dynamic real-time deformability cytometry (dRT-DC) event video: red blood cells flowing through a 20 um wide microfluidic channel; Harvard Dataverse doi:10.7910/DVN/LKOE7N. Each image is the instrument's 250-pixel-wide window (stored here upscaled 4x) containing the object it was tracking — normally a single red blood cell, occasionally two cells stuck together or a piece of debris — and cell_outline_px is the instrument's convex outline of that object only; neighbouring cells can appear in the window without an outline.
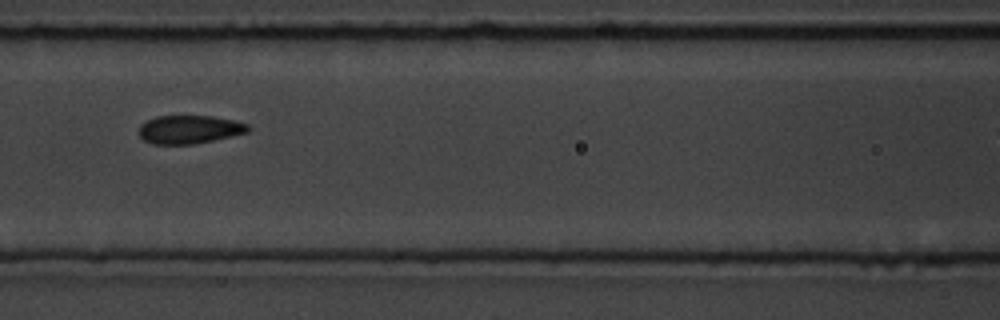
{"species": "common noctule bat (a hibernating species)", "species_latin": "Nyctalus noctula", "temperature_condition": "room temperature", "stored_images_in_passage": 9, "camera_frame_rate_fps": 3000, "um_per_image_px": 0.085, "animal": {"sex": "male", "body_mass_g": 19.5, "forearm_length_mm": 54.6}, "frame": {"image": 1, "passage_image": 4, "time_ms": 3.333, "image_size_px": [1000, 320], "cell_outline_px": [[252, 128], [248, 132], [232, 136], [196, 144], [152, 144], [144, 140], [140, 136], [140, 124], [156, 116], [212, 116], [232, 120], [248, 124]], "centroid_in_image_um": [16.12, 11.01], "position_along_channel_um": 150.5, "area_um2": 18.03}}
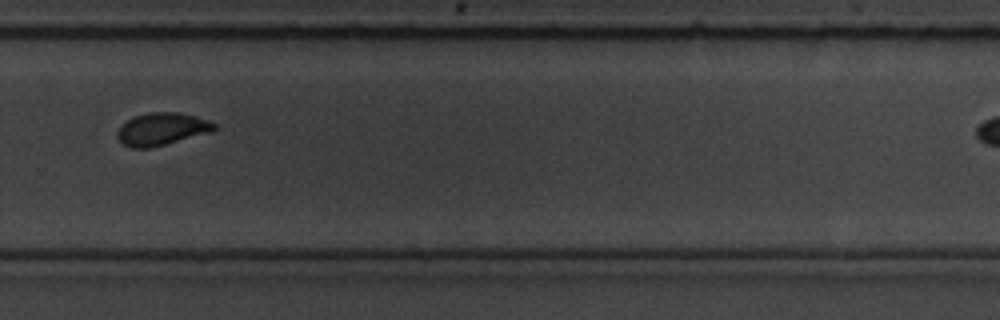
{"frame": {"image": 2, "passage_image": 8, "time_ms": 8.0, "image_size_px": [1000, 320], "cell_outline_px": [[220, 128], [212, 132], [152, 148], [132, 148], [124, 144], [116, 136], [116, 132], [128, 120], [136, 116], [148, 112], [176, 112], [196, 116], [208, 120], [216, 124]], "centroid_in_image_um": [13.81, 10.98], "position_along_channel_um": 316.0, "area_um2": 18.44}}